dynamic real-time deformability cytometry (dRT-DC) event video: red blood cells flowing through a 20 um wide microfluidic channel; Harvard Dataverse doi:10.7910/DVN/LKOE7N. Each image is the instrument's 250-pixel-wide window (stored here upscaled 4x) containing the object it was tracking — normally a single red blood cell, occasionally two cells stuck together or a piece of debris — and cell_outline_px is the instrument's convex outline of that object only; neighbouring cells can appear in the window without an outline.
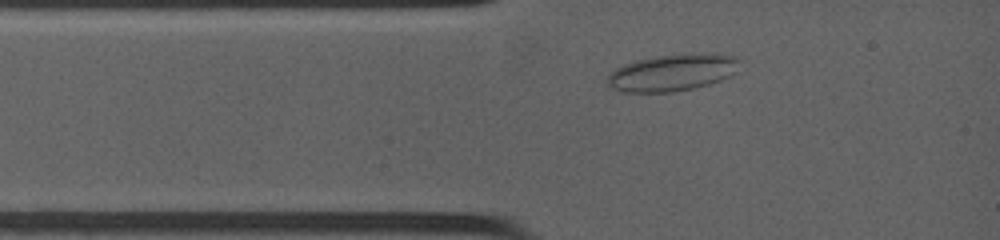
{"species": "common noctule bat (a hibernating species)", "species_latin": "Nyctalus noctula", "temperature_condition": "warm", "stored_images_in_passage": 46, "camera_frame_rate_fps": 4500, "um_per_image_px": 0.085, "animal": {"sex": "female", "body_mass_g": 19.0, "forearm_length_mm": 53.3}, "frame": {"image": 1, "passage_image": 10, "time_ms": 1.333, "image_size_px": [1000, 240], "cell_outline_px": [[744, 60], [736, 72], [732, 76], [708, 84], [692, 88], [672, 92], [624, 92], [612, 88], [604, 80], [616, 68], [624, 64], [636, 60], [656, 56], [692, 52], [712, 52], [736, 56]], "centroid_in_image_um": [57.24, 6.13], "position_along_channel_um": 27.8, "area_um2": 29.07}}
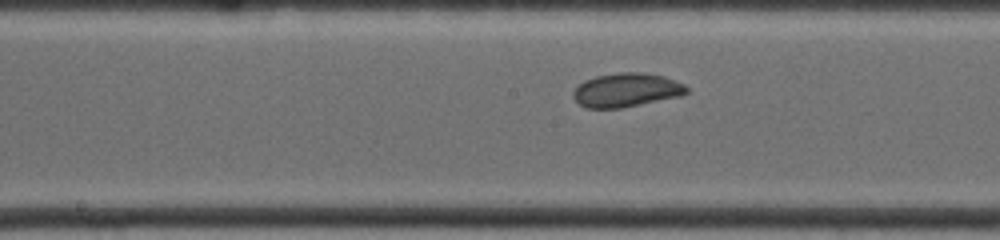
{"frame": {"image": 2, "passage_image": 28, "time_ms": 5.778, "image_size_px": [1000, 240], "cell_outline_px": [[688, 92], [680, 96], [624, 108], [584, 108], [572, 96], [572, 92], [584, 80], [596, 76], [620, 72], [644, 72], [664, 76], [684, 84], [688, 88]], "centroid_in_image_um": [53.24, 7.65], "position_along_channel_um": 195.0, "area_um2": 22.48}}
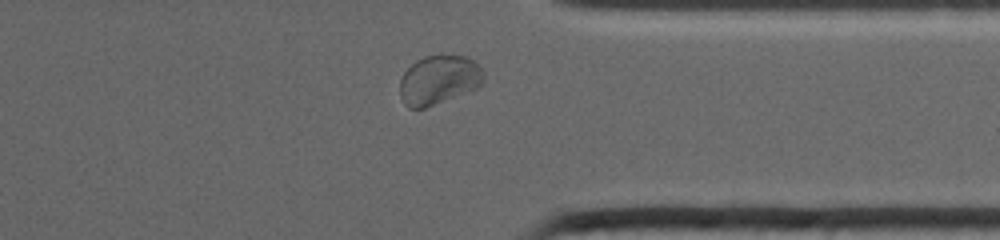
{"frame": {"image": 3, "passage_image": 42, "time_ms": 10.444, "image_size_px": [1000, 240], "cell_outline_px": [[484, 80], [476, 88], [424, 108], [408, 108], [404, 104], [400, 96], [400, 80], [404, 72], [416, 60], [424, 56], [464, 56], [472, 60], [484, 72]], "centroid_in_image_um": [37.26, 6.8], "position_along_channel_um": 374.1, "area_um2": 23.58}, "authors_computed_cell_mechanics": {"area_um2": 23.2934, "velocity_mm_per_s": 3.9108, "shape_relaxation_time_tau1_ms": null, "shape_relaxation_time_tau2_ms": 1.0196, "deformation_change_tau1": null, "deformation_change_tau2": 0.0234}}